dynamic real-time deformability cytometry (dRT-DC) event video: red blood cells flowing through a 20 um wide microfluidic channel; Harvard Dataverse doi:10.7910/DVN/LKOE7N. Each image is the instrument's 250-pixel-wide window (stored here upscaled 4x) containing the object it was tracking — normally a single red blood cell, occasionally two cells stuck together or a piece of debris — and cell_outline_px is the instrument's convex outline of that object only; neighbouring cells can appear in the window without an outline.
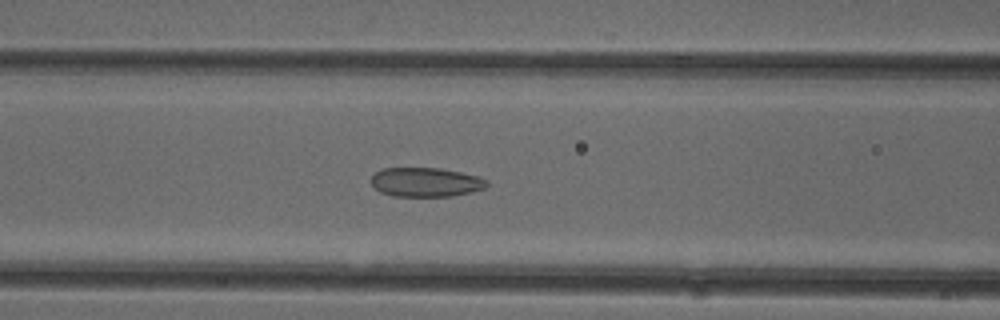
{"species": "common noctule bat (a hibernating species)", "species_latin": "Nyctalus noctula", "temperature_condition": "cold", "stored_images_in_passage": 45, "camera_frame_rate_fps": 3000, "um_per_image_px": 0.085, "animal": {"sex": "female"}, "frame": {"image": 1, "passage_image": 15, "time_ms": 4.667, "image_size_px": [1000, 320], "cell_outline_px": [[488, 184], [484, 188], [472, 192], [452, 196], [392, 196], [380, 192], [372, 184], [372, 176], [376, 172], [384, 168], [440, 168], [460, 172], [476, 176], [488, 180]], "centroid_in_image_um": [36.19, 15.49], "position_along_channel_um": 130.4, "area_um2": 19.59}}
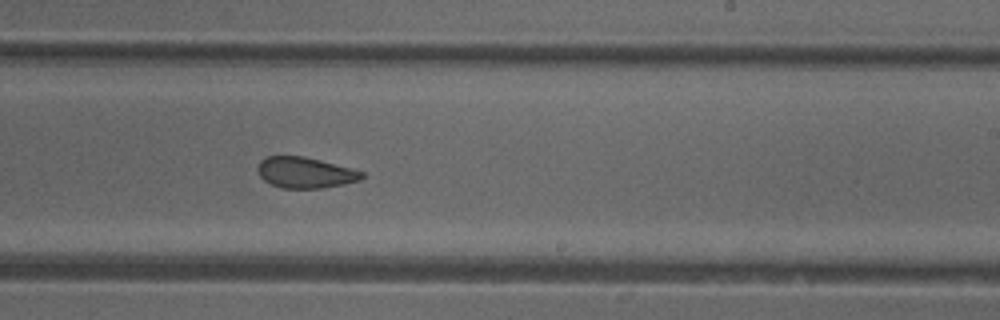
{"frame": {"image": 2, "passage_image": 25, "time_ms": 8.0, "image_size_px": [1000, 320], "cell_outline_px": [[364, 176], [360, 180], [344, 184], [320, 188], [284, 188], [272, 184], [264, 180], [260, 176], [256, 168], [260, 160], [268, 156], [304, 156], [320, 160], [364, 172]], "centroid_in_image_um": [25.92, 14.67], "position_along_channel_um": 263.1, "area_um2": 18.61}}
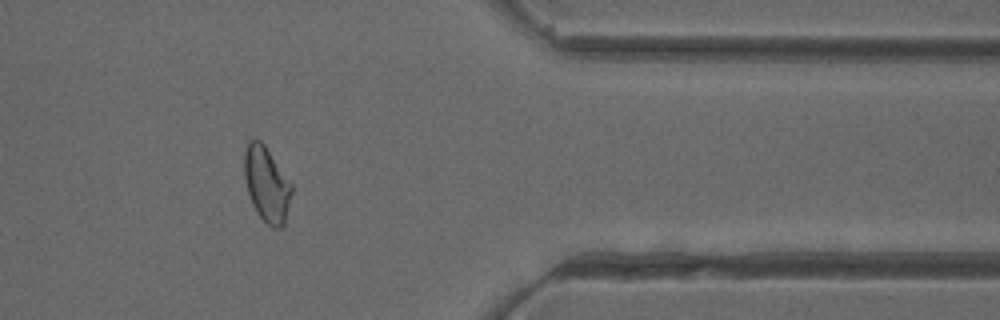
{"frame": {"image": 3, "passage_image": 36, "time_ms": 11.667, "image_size_px": [1000, 320], "cell_outline_px": [[292, 192], [284, 224], [280, 228], [276, 228], [268, 224], [256, 212], [252, 204], [248, 192], [244, 176], [244, 148], [248, 140], [260, 140], [264, 144], [292, 184]], "centroid_in_image_um": [22.65, 15.64], "position_along_channel_um": 388.8, "area_um2": 20.58}, "authors_computed_cell_mechanics": {"area_um2": 20.7502, "velocity_mm_per_s": 3.9864, "shape_relaxation_time_tau1_ms": null, "shape_relaxation_time_tau2_ms": 1.8746, "deformation_change_tau1": null, "deformation_change_tau2": 0.0798}}